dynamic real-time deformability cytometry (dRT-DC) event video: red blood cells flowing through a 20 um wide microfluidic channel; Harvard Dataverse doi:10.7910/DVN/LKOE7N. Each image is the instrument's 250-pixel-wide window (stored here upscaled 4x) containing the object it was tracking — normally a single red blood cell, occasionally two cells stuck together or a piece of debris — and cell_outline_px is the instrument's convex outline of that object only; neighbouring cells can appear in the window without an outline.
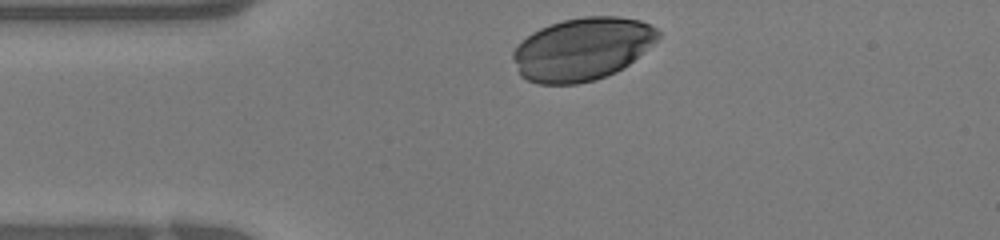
{"species": "human", "species_latin": "Homo sapiens", "temperature_condition": "warm", "stored_images_in_passage": 24, "camera_frame_rate_fps": 3000, "um_per_image_px": 0.085, "donor": {"sex": "female"}, "frame": {"image": 1, "passage_image": 1, "time_ms": 0.0, "image_size_px": [1000, 240], "cell_outline_px": [[660, 36], [652, 44], [628, 64], [616, 72], [592, 80], [576, 84], [540, 84], [528, 80], [520, 76], [512, 60], [512, 52], [532, 32], [540, 28], [564, 20], [584, 16], [616, 16], [640, 20], [656, 28], [660, 32]], "centroid_in_image_um": [49.47, 4.17], "position_along_channel_um": 35.5, "area_um2": 52.6}}
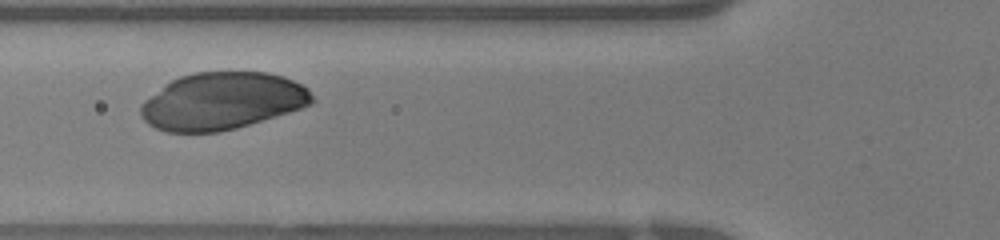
{"frame": {"image": 2, "passage_image": 7, "time_ms": 2.0, "image_size_px": [1000, 240], "cell_outline_px": [[316, 100], [312, 104], [288, 112], [236, 128], [220, 132], [168, 132], [156, 128], [148, 124], [140, 116], [140, 104], [144, 100], [164, 84], [180, 76], [196, 72], [268, 72], [284, 76], [308, 88]], "centroid_in_image_um": [18.87, 8.59], "position_along_channel_um": 106.9, "area_um2": 57.16}}
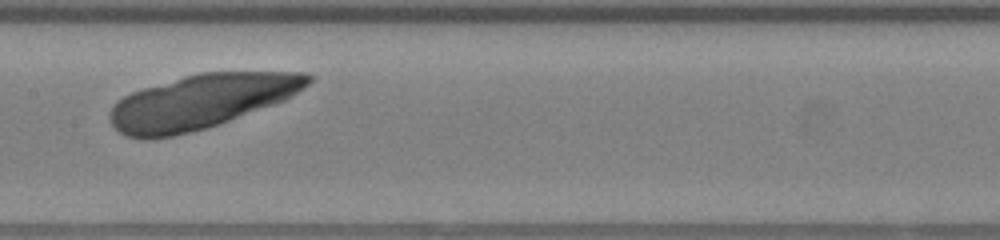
{"frame": {"image": 3, "passage_image": 12, "time_ms": 3.667, "image_size_px": [1000, 240], "cell_outline_px": [[312, 80], [304, 88], [292, 96], [284, 100], [228, 120], [204, 128], [172, 136], [148, 140], [140, 140], [128, 136], [120, 132], [112, 124], [108, 116], [108, 112], [112, 104], [116, 100], [132, 92], [144, 88], [184, 76], [200, 72], [308, 72], [312, 76]], "centroid_in_image_um": [17.05, 8.63], "position_along_channel_um": 190.4, "area_um2": 62.08}}